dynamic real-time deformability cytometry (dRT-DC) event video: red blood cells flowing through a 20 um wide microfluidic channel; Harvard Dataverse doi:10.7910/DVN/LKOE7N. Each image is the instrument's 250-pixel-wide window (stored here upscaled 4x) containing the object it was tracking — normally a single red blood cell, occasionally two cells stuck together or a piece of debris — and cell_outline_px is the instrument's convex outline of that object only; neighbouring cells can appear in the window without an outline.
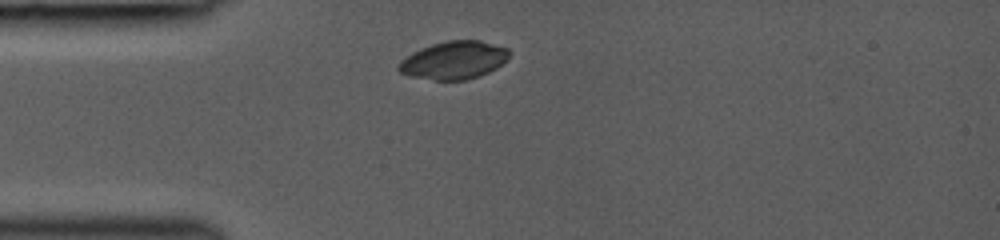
{"species": "common noctule bat (a hibernating species)", "species_latin": "Nyctalus noctula", "temperature_condition": "room temperature", "stored_images_in_passage": 11, "camera_frame_rate_fps": 3000, "um_per_image_px": 0.085, "animal": {"sex": "female", "body_mass_g": 19.0, "forearm_length_mm": 53.3}, "frame": {"image": 1, "passage_image": 1, "time_ms": 0.0, "image_size_px": [1000, 240], "cell_outline_px": [[512, 52], [496, 68], [480, 76], [464, 80], [436, 80], [412, 76], [400, 72], [396, 68], [396, 64], [400, 60], [412, 52], [420, 48], [432, 44], [448, 40], [480, 40], [508, 48]], "centroid_in_image_um": [38.55, 5.11], "position_along_channel_um": 46.4, "area_um2": 24.45}}
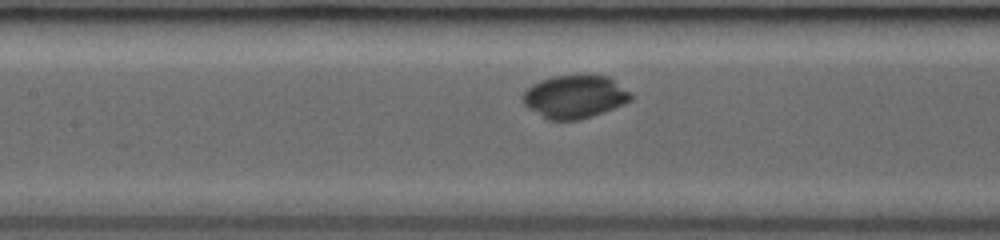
{"frame": {"image": 2, "passage_image": 7, "time_ms": 3.0, "image_size_px": [1000, 240], "cell_outline_px": [[632, 100], [624, 104], [592, 116], [580, 120], [548, 120], [528, 108], [524, 104], [524, 92], [532, 84], [540, 80], [556, 76], [608, 76], [632, 92]], "centroid_in_image_um": [48.88, 8.23], "position_along_channel_um": 158.5, "area_um2": 26.88}}
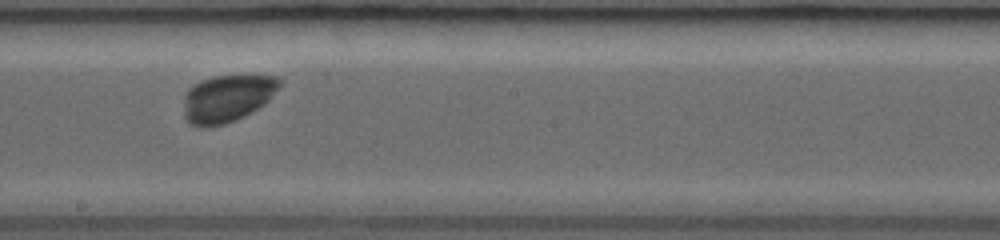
{"frame": {"image": 3, "passage_image": 10, "time_ms": 4.667, "image_size_px": [1000, 240], "cell_outline_px": [[284, 80], [272, 96], [264, 104], [244, 116], [236, 120], [224, 124], [208, 128], [204, 128], [192, 124], [184, 116], [184, 96], [188, 88], [204, 80], [216, 76], [244, 72], [276, 76]], "centroid_in_image_um": [19.37, 8.31], "position_along_channel_um": 228.8, "area_um2": 27.11}}